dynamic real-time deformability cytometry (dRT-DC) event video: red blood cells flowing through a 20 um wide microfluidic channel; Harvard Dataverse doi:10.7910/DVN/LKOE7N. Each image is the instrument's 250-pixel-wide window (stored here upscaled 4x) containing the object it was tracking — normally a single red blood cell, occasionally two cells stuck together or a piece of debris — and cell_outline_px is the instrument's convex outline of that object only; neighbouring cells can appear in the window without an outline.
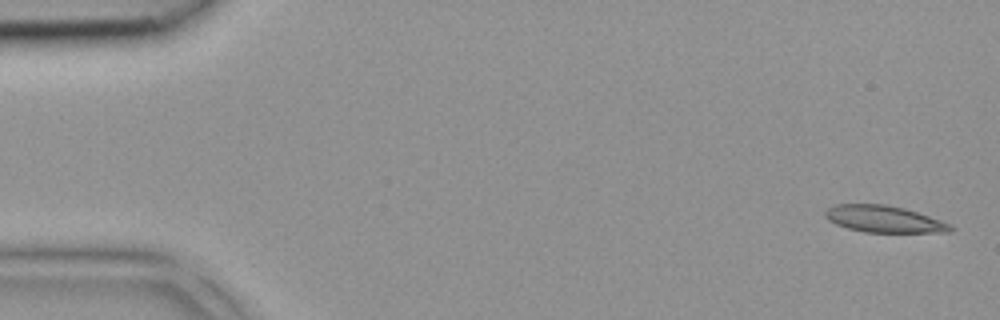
{"species": "common noctule bat (a hibernating species)", "species_latin": "Nyctalus noctula", "temperature_condition": "room temperature", "stored_images_in_passage": 42, "camera_frame_rate_fps": 3000, "um_per_image_px": 0.085, "animal": {"sex": "female", "body_mass_g": 18.4}, "frame": {"image": 1, "passage_image": 1, "time_ms": 0.0, "image_size_px": [1000, 320], "cell_outline_px": [[956, 228], [948, 232], [864, 232], [848, 228], [836, 224], [828, 220], [824, 216], [824, 212], [828, 208], [836, 204], [884, 204], [904, 208], [940, 220]], "centroid_in_image_um": [75.1, 18.62], "position_along_channel_um": 9.9, "area_um2": 19.36}}
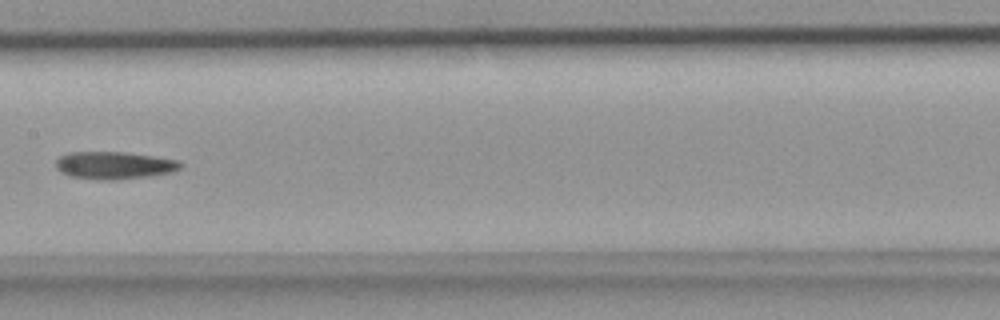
{"frame": {"image": 2, "passage_image": 21, "time_ms": 6.667, "image_size_px": [1000, 320], "cell_outline_px": [[184, 164], [180, 168], [172, 172], [148, 176], [116, 180], [100, 180], [68, 176], [60, 172], [56, 168], [56, 160], [60, 156], [72, 152], [124, 152], [180, 160]], "centroid_in_image_um": [9.71, 14.06], "position_along_channel_um": 197.7, "area_um2": 20.06}}
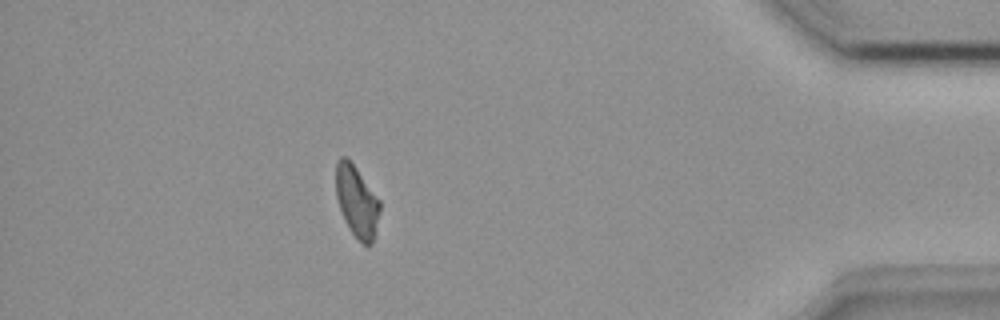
{"frame": {"image": 3, "passage_image": 37, "time_ms": 12.0, "image_size_px": [1000, 320], "cell_outline_px": [[380, 212], [372, 244], [368, 248], [352, 232], [344, 220], [336, 196], [336, 160], [340, 156], [348, 156], [380, 200]], "centroid_in_image_um": [30.32, 17.08], "position_along_channel_um": 404.9, "area_um2": 18.38}}